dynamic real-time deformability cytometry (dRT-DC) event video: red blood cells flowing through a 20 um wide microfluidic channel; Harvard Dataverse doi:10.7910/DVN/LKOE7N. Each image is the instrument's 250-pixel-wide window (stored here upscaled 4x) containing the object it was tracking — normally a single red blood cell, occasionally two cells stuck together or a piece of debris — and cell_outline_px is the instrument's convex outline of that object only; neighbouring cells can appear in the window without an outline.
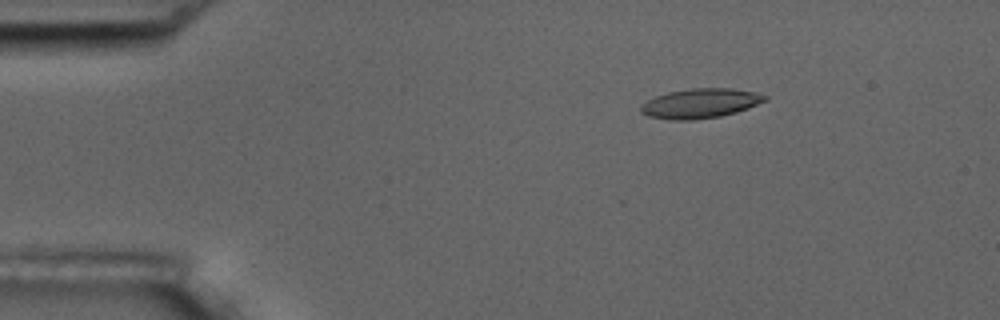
{"species": "common noctule bat (a hibernating species)", "species_latin": "Nyctalus noctula", "temperature_condition": "room temperature", "stored_images_in_passage": 4, "camera_frame_rate_fps": 3000, "um_per_image_px": 0.085, "animal": {"sex": "male", "body_mass_g": 17.5, "forearm_length_mm": 52.3}, "frame": {"image": 1, "passage_image": 2, "time_ms": 2.0, "image_size_px": [1000, 320], "cell_outline_px": [[768, 100], [748, 108], [736, 112], [720, 116], [696, 120], [672, 120], [648, 116], [640, 112], [640, 108], [648, 100], [656, 96], [668, 92], [692, 88], [732, 88], [752, 92], [768, 96]], "centroid_in_image_um": [59.54, 8.79], "position_along_channel_um": 25.5, "area_um2": 21.33}}